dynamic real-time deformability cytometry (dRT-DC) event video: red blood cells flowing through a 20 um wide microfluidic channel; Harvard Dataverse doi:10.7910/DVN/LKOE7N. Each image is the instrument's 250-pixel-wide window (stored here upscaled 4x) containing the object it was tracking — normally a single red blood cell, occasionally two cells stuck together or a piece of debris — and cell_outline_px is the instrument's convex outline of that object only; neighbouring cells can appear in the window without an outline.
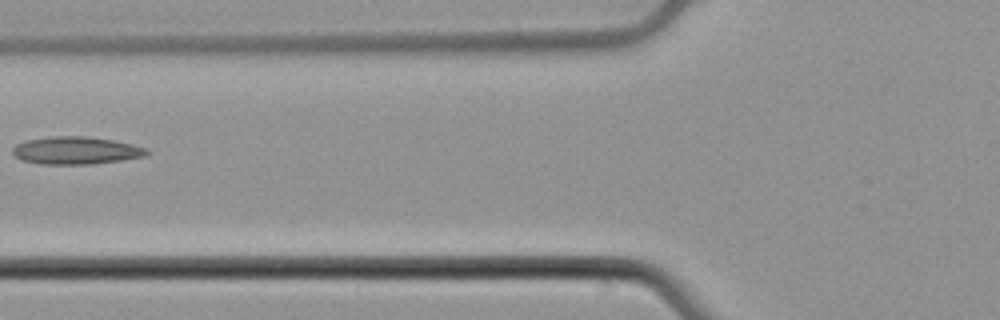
{"species": "common noctule bat (a hibernating species)", "species_latin": "Nyctalus noctula", "temperature_condition": "cold", "stored_images_in_passage": 6, "camera_frame_rate_fps": 3000, "um_per_image_px": 0.085, "animal": {"sex": "male", "body_mass_g": 21.5, "forearm_length_mm": 52.0}, "frame": {"image": 1, "passage_image": 5, "time_ms": 1.333, "image_size_px": [1000, 320], "cell_outline_px": [[148, 152], [144, 156], [120, 160], [92, 164], [40, 164], [20, 160], [12, 152], [12, 148], [16, 144], [24, 140], [52, 136], [84, 136], [112, 140], [132, 144], [144, 148]], "centroid_in_image_um": [6.38, 12.79], "position_along_channel_um": 119.4, "area_um2": 21.44}}
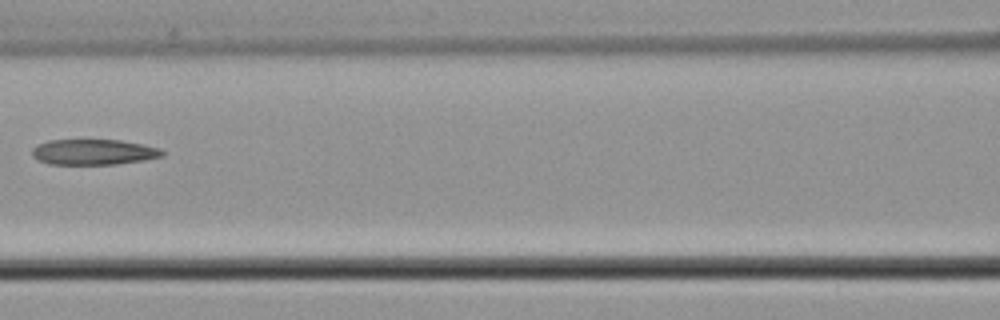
{"frame": {"image": 2, "passage_image": 6, "time_ms": 1.667, "image_size_px": [1000, 320], "cell_outline_px": [[164, 156], [144, 160], [116, 164], [48, 164], [36, 160], [32, 156], [32, 148], [36, 144], [48, 140], [120, 140], [144, 144], [160, 148], [164, 152]], "centroid_in_image_um": [7.93, 12.92], "position_along_channel_um": 158.7, "area_um2": 19.59}}